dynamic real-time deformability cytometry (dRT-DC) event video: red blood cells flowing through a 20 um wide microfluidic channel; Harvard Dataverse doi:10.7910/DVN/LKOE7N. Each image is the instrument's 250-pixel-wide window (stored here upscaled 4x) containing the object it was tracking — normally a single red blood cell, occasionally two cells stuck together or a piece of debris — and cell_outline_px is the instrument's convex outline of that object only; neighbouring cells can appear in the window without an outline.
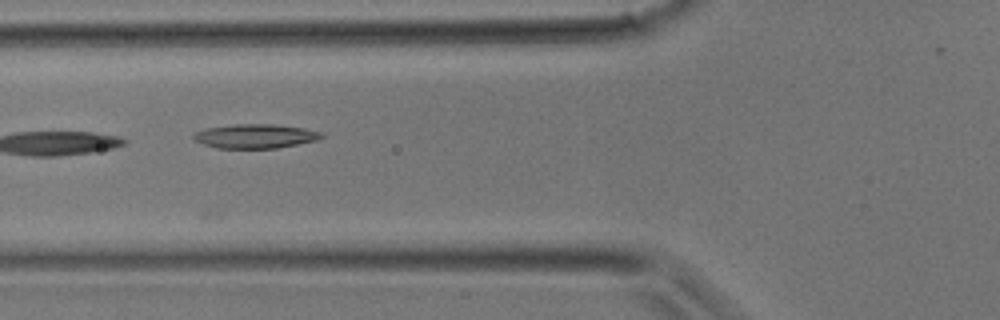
{"species": "common noctule bat (a hibernating species)", "species_latin": "Nyctalus noctula", "temperature_condition": "room temperature", "stored_images_in_passage": 18, "camera_frame_rate_fps": 3000, "um_per_image_px": 0.085, "animal": {"sex": "male", "body_mass_g": 17.9}, "frame": {"image": 1, "passage_image": 13, "time_ms": 4.0, "image_size_px": [1000, 320], "cell_outline_px": [[324, 136], [316, 140], [276, 148], [216, 148], [204, 144], [196, 140], [192, 136], [196, 132], [204, 128], [236, 124], [272, 124], [304, 128], [320, 132]], "centroid_in_image_um": [21.67, 11.57], "position_along_channel_um": 104.1, "area_um2": 17.8}}